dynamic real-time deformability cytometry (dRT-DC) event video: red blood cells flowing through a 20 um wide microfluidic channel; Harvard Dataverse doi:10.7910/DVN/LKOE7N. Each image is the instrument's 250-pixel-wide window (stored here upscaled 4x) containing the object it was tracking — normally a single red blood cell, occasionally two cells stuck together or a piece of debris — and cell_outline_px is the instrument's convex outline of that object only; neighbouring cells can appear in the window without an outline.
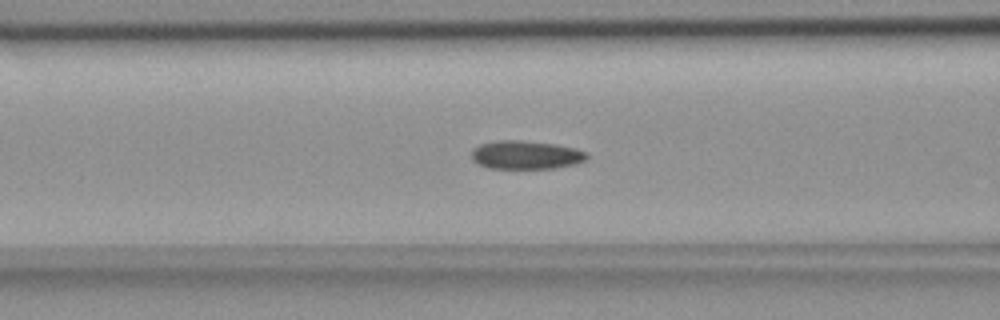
{"species": "common noctule bat (a hibernating species)", "species_latin": "Nyctalus noctula", "temperature_condition": "room temperature", "stored_images_in_passage": 54, "camera_frame_rate_fps": 3000, "um_per_image_px": 0.085, "animal": {"sex": "female", "body_mass_g": 18.4}, "frame": {"image": 1, "passage_image": 21, "time_ms": 6.667, "image_size_px": [1000, 320], "cell_outline_px": [[588, 160], [576, 164], [552, 168], [488, 168], [472, 160], [472, 148], [480, 144], [496, 140], [520, 140], [556, 144], [576, 148], [588, 152]], "centroid_in_image_um": [44.73, 13.16], "position_along_channel_um": 121.9, "area_um2": 19.31}}
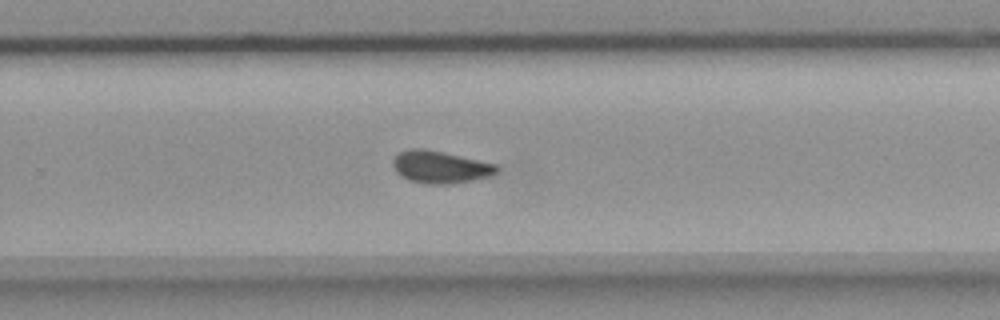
{"frame": {"image": 2, "passage_image": 35, "time_ms": 11.333, "image_size_px": [1000, 320], "cell_outline_px": [[500, 168], [496, 172], [488, 176], [472, 180], [448, 184], [424, 184], [408, 180], [400, 176], [396, 172], [392, 164], [392, 160], [400, 152], [408, 148], [424, 148], [444, 152], [496, 164]], "centroid_in_image_um": [37.37, 14.19], "position_along_channel_um": 292.4, "area_um2": 19.59}}
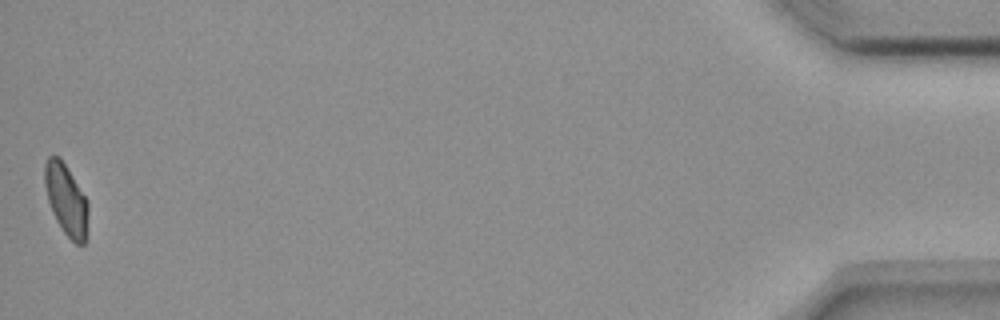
{"frame": {"image": 3, "passage_image": 54, "time_ms": 17.667, "image_size_px": [1000, 320], "cell_outline_px": [[88, 212], [84, 244], [76, 244], [64, 232], [56, 220], [52, 212], [48, 200], [44, 184], [44, 164], [48, 156], [60, 156], [88, 200]], "centroid_in_image_um": [5.61, 16.93], "position_along_channel_um": 429.6, "area_um2": 17.98}, "authors_computed_cell_mechanics": {"area_um2": 19.0451, "velocity_mm_per_s": 3.6653, "shape_relaxation_time_tau1_ms": null, "shape_relaxation_time_tau2_ms": 2.7746, "deformation_change_tau1": null, "deformation_change_tau2": 0.0857}}